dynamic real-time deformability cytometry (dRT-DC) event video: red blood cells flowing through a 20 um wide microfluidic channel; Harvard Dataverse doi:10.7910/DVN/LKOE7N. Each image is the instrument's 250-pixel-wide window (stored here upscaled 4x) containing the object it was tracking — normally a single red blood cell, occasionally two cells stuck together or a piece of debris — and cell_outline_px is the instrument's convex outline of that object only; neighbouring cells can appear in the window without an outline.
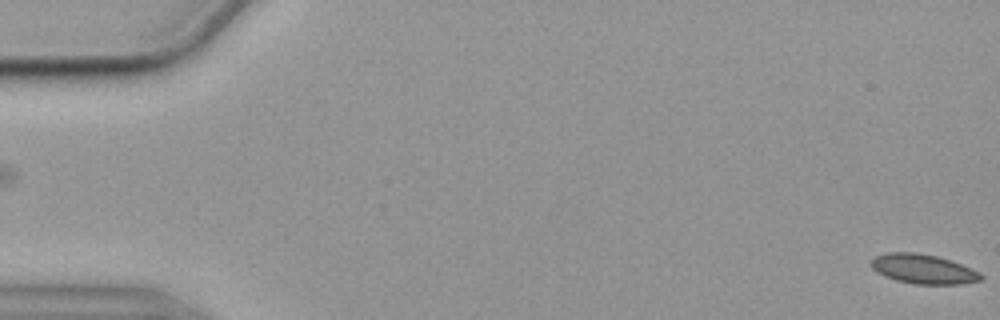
{"species": "common noctule bat (a hibernating species)", "species_latin": "Nyctalus noctula", "temperature_condition": "cold", "stored_images_in_passage": 57, "camera_frame_rate_fps": 3000, "um_per_image_px": 0.085, "animal": {"sex": "female", "body_mass_g": 19.9}, "frame": {"image": 1, "passage_image": 1, "time_ms": 0.0, "image_size_px": [1000, 320], "cell_outline_px": [[984, 276], [980, 280], [960, 284], [916, 284], [896, 280], [884, 276], [876, 272], [872, 268], [872, 260], [876, 256], [888, 252], [916, 252], [936, 256], [960, 264], [980, 272]], "centroid_in_image_um": [78.46, 22.87], "position_along_channel_um": 6.5, "area_um2": 18.67}}
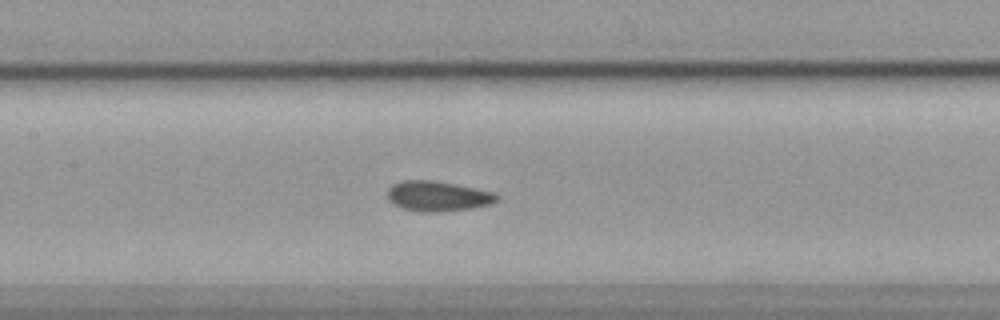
{"frame": {"image": 2, "passage_image": 27, "time_ms": 8.667, "image_size_px": [1000, 320], "cell_outline_px": [[496, 200], [488, 204], [468, 208], [440, 212], [420, 212], [404, 208], [392, 204], [388, 200], [388, 188], [392, 184], [404, 180], [432, 180], [492, 192], [496, 196]], "centroid_in_image_um": [37.1, 16.67], "position_along_channel_um": 170.3, "area_um2": 18.73}}
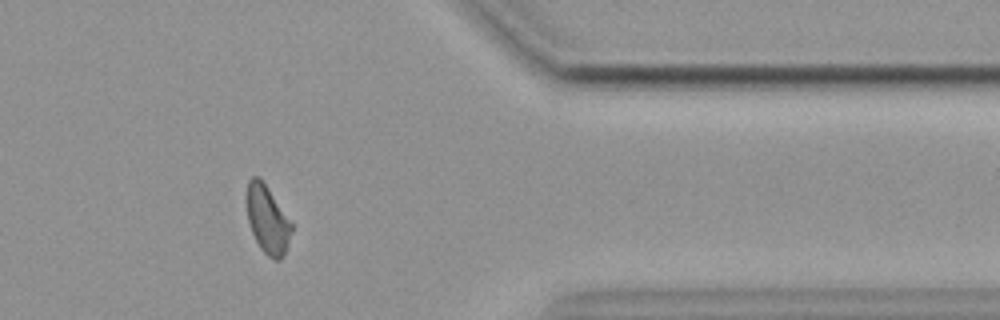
{"frame": {"image": 3, "passage_image": 47, "time_ms": 15.333, "image_size_px": [1000, 320], "cell_outline_px": [[292, 228], [284, 256], [280, 260], [272, 260], [260, 248], [252, 232], [248, 220], [248, 180], [252, 176], [260, 176], [292, 224]], "centroid_in_image_um": [22.74, 18.68], "position_along_channel_um": 388.7, "area_um2": 17.34}, "authors_computed_cell_mechanics": {"area_um2": 18.5538, "velocity_mm_per_s": 3.5655, "shape_relaxation_time_tau1_ms": null, "shape_relaxation_time_tau2_ms": 2.0776, "deformation_change_tau1": null, "deformation_change_tau2": 0.0752}}